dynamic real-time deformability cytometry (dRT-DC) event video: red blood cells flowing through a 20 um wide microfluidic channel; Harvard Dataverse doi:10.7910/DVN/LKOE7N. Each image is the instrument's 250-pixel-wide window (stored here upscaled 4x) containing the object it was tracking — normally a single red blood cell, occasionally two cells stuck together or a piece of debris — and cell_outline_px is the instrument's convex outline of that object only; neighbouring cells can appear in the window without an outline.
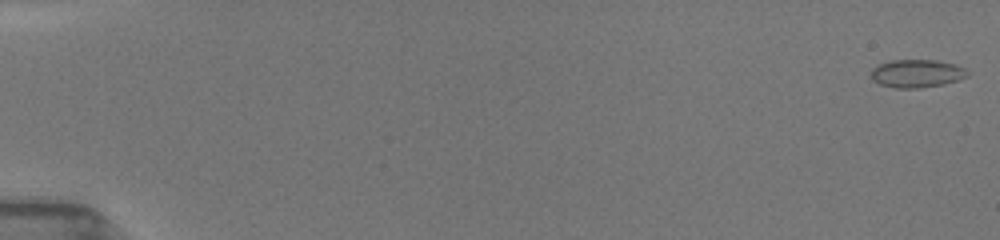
{"species": "common noctule bat (a hibernating species)", "species_latin": "Nyctalus noctula", "temperature_condition": "room temperature", "stored_images_in_passage": 8, "camera_frame_rate_fps": 3000, "um_per_image_px": 0.085, "animal": {"sex": "female", "body_mass_g": 19.5, "forearm_length_mm": 54.1}, "frame": {"image": 1, "passage_image": 1, "time_ms": 0.0, "image_size_px": [1000, 240], "cell_outline_px": [[968, 76], [944, 84], [920, 88], [896, 88], [880, 84], [872, 80], [872, 68], [876, 64], [888, 60], [936, 60], [956, 64], [964, 68], [968, 72]], "centroid_in_image_um": [77.9, 6.23], "position_along_channel_um": 7.1, "area_um2": 15.84}}
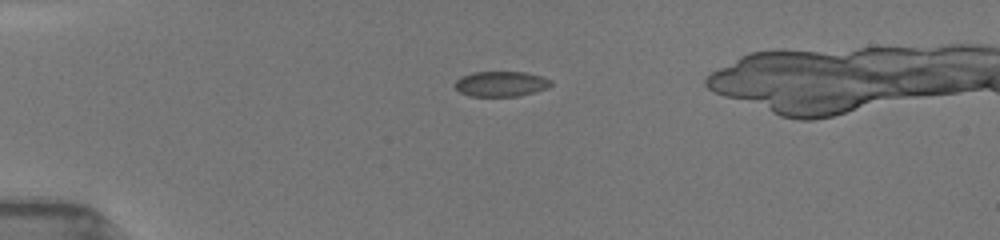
{"frame": {"image": 2, "passage_image": 7, "time_ms": 4.333, "image_size_px": [1000, 240], "cell_outline_px": [[552, 84], [548, 88], [516, 96], [468, 96], [460, 92], [452, 84], [460, 76], [472, 72], [524, 72], [544, 76], [552, 80]], "centroid_in_image_um": [42.56, 7.12], "position_along_channel_um": 42.4, "area_um2": 14.28}}